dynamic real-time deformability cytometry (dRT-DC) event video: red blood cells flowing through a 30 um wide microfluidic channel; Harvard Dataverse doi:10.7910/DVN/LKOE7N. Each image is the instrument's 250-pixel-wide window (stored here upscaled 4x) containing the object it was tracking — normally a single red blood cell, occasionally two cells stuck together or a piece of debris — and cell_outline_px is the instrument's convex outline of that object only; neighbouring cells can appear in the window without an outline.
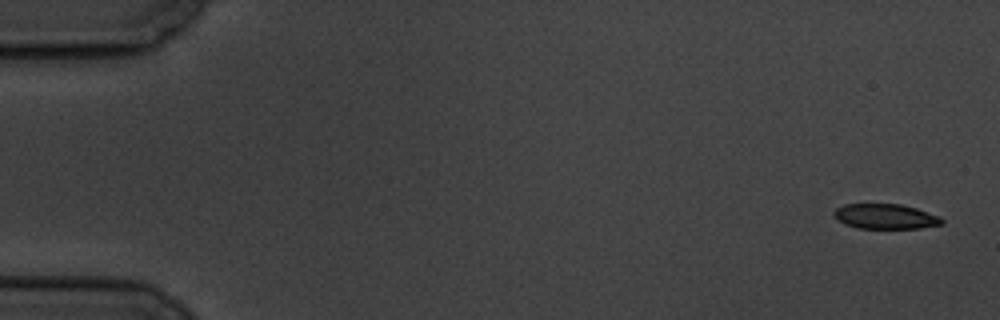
{"species": "common noctule bat (a hibernating species)", "species_latin": "Nyctalus noctula", "temperature_condition": "cold", "stored_images_in_passage": 6, "camera_frame_rate_fps": 3000, "um_per_image_px": 0.085, "animal": {"sex": "male", "body_mass_g": 19.5, "forearm_length_mm": 54.6}, "frame": {"image": 1, "passage_image": 1, "time_ms": 0.0, "image_size_px": [1000, 320], "cell_outline_px": [[944, 224], [920, 228], [856, 228], [844, 224], [832, 216], [832, 212], [836, 208], [844, 204], [900, 204], [916, 208], [940, 216], [944, 220]], "centroid_in_image_um": [75.24, 18.4], "position_along_channel_um": 9.8, "area_um2": 15.9}}
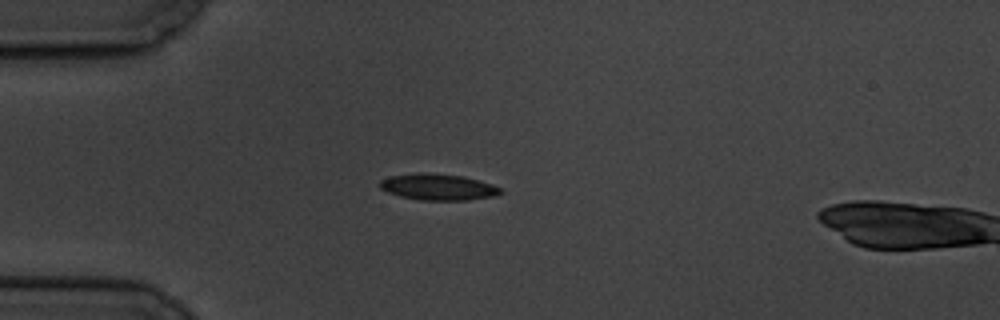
{"frame": {"image": 2, "passage_image": 5, "time_ms": 4.667, "image_size_px": [1000, 320], "cell_outline_px": [[504, 192], [492, 196], [464, 200], [420, 200], [400, 196], [388, 192], [380, 188], [380, 180], [388, 176], [420, 172], [464, 176], [492, 184], [500, 188]], "centroid_in_image_um": [37.21, 15.89], "position_along_channel_um": 47.8, "area_um2": 18.38}}